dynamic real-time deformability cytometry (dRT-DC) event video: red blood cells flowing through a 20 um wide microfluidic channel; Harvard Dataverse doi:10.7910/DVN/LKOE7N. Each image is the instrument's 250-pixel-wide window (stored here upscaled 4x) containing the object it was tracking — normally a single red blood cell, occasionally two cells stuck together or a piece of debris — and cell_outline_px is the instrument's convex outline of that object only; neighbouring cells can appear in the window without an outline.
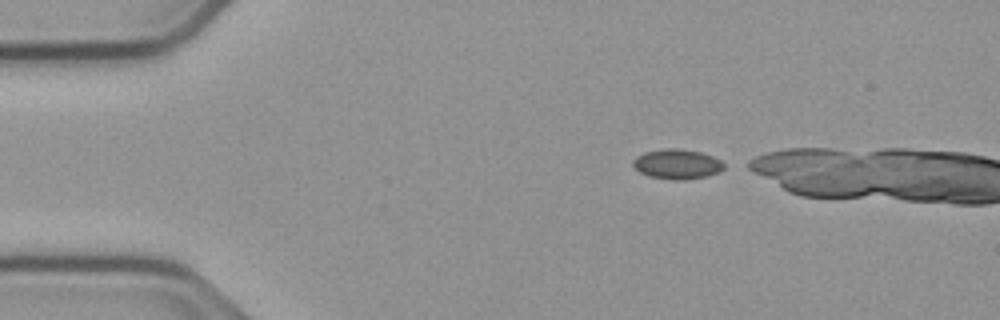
{"species": "common noctule bat (a hibernating species)", "species_latin": "Nyctalus noctula", "temperature_condition": "cold", "stored_images_in_passage": 38, "camera_frame_rate_fps": 3000, "um_per_image_px": 0.085, "animal": {"sex": "male", "body_mass_g": 23.1, "forearm_length_mm": 52.7}, "frame": {"image": 1, "passage_image": 1, "time_ms": 0.0, "image_size_px": [1000, 320], "cell_outline_px": [[728, 164], [720, 172], [708, 176], [684, 180], [672, 180], [648, 176], [640, 172], [632, 164], [632, 160], [636, 156], [644, 152], [664, 148], [676, 148], [700, 152], [712, 156]], "centroid_in_image_um": [57.57, 13.95], "position_along_channel_um": 27.4, "area_um2": 16.07}}